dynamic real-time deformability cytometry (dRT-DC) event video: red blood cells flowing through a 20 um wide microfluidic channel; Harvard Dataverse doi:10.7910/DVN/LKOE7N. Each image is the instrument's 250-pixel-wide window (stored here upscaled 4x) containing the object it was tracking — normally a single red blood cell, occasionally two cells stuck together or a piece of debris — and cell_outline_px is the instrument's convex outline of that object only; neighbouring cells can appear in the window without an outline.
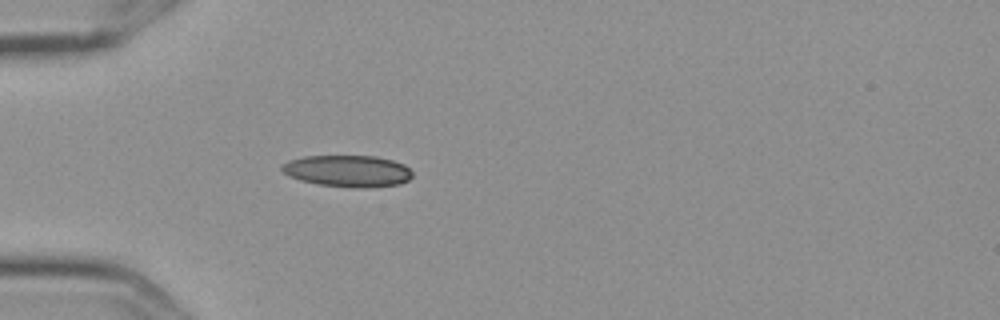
{"species": "Egyptian fruit bat (a non-hibernating species)", "species_latin": "Rousettus aegyptiacus", "temperature_condition": "cold", "stored_images_in_passage": 1, "camera_frame_rate_fps": 3000, "um_per_image_px": 0.085, "frame": {"image": 1, "passage_image": 1, "time_ms": 0.0, "image_size_px": [1000, 320], "cell_outline_px": [[412, 176], [408, 180], [400, 184], [368, 188], [352, 188], [316, 184], [300, 180], [288, 176], [280, 168], [288, 160], [304, 156], [376, 156], [392, 160], [404, 164], [412, 172]], "centroid_in_image_um": [29.56, 14.54], "position_along_channel_um": 55.4, "area_um2": 24.28}}